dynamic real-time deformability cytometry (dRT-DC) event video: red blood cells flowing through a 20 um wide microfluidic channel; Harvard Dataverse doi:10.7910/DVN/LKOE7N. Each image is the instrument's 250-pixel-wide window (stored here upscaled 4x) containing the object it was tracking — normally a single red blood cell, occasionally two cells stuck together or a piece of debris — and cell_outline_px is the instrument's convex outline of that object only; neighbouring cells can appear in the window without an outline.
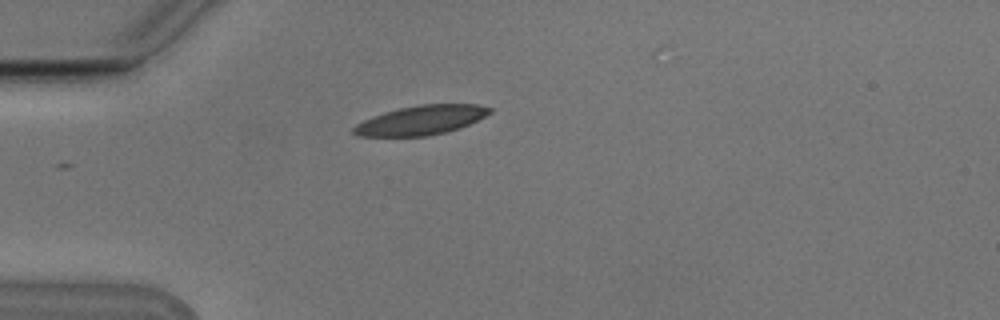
{"species": "Egyptian fruit bat (a non-hibernating species)", "species_latin": "Rousettus aegyptiacus", "temperature_condition": "cold", "stored_images_in_passage": 13, "camera_frame_rate_fps": 3000, "um_per_image_px": 0.085, "animal": {"sex": "male"}, "frame": {"image": 1, "passage_image": 1, "time_ms": 0.0, "image_size_px": [1000, 320], "cell_outline_px": [[492, 112], [460, 128], [444, 132], [424, 136], [356, 136], [352, 132], [352, 128], [356, 124], [372, 116], [384, 112], [400, 108], [420, 104], [480, 104], [492, 108]], "centroid_in_image_um": [35.77, 10.21], "position_along_channel_um": 49.2, "area_um2": 23.12}}
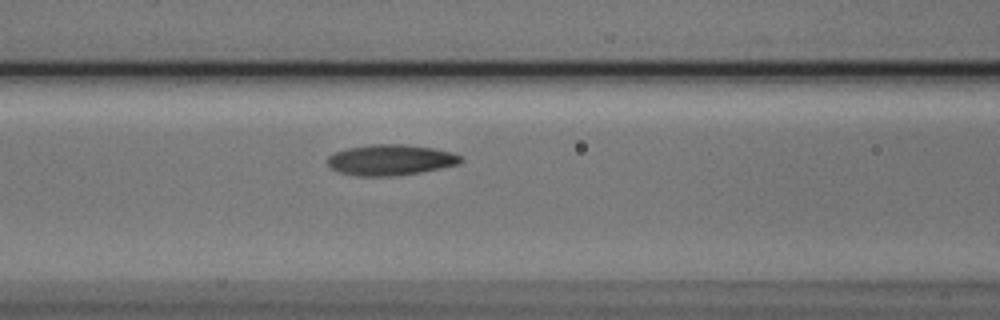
{"frame": {"image": 2, "passage_image": 9, "time_ms": 2.667, "image_size_px": [1000, 320], "cell_outline_px": [[464, 160], [456, 164], [440, 168], [420, 172], [392, 176], [356, 176], [340, 172], [332, 168], [328, 164], [328, 156], [336, 152], [348, 148], [372, 144], [404, 144], [432, 148], [452, 152], [460, 156]], "centroid_in_image_um": [33.19, 13.59], "position_along_channel_um": 133.4, "area_um2": 23.64}}